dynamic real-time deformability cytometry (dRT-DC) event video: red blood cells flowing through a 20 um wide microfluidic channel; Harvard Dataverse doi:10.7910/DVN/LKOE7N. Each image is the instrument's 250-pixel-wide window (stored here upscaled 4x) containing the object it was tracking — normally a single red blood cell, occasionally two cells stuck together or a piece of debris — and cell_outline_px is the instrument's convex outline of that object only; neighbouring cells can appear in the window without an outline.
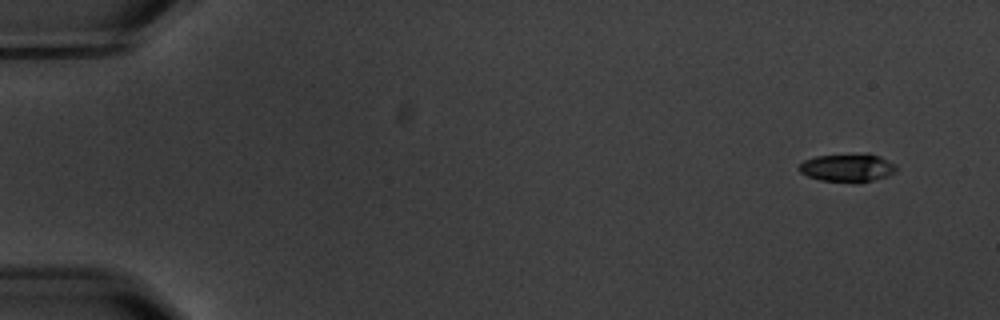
{"species": "common noctule bat (a hibernating species)", "species_latin": "Nyctalus noctula", "temperature_condition": "warm", "stored_images_in_passage": 5, "camera_frame_rate_fps": 3000, "um_per_image_px": 0.085, "animal": {"sex": "male", "body_mass_g": 20.1, "forearm_length_mm": 53.5}, "frame": {"image": 1, "passage_image": 1, "time_ms": 0.0, "image_size_px": [1000, 320], "cell_outline_px": [[896, 172], [860, 184], [856, 184], [820, 180], [808, 176], [800, 172], [796, 168], [804, 160], [816, 156], [868, 152], [880, 156], [896, 164]], "centroid_in_image_um": [72.04, 14.25], "position_along_channel_um": 13.0, "area_um2": 16.47}}
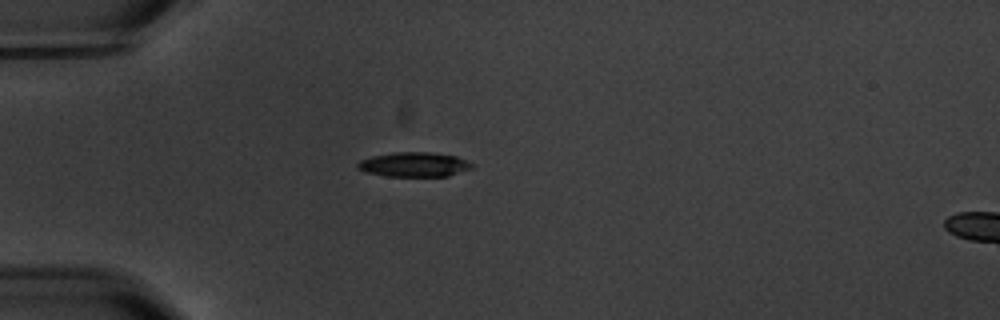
{"frame": {"image": 2, "passage_image": 4, "time_ms": 4.333, "image_size_px": [1000, 320], "cell_outline_px": [[472, 168], [448, 176], [384, 176], [364, 172], [356, 168], [356, 164], [360, 160], [372, 156], [392, 152], [432, 152], [456, 156], [472, 164]], "centroid_in_image_um": [35.13, 13.98], "position_along_channel_um": 49.9, "area_um2": 16.42}}